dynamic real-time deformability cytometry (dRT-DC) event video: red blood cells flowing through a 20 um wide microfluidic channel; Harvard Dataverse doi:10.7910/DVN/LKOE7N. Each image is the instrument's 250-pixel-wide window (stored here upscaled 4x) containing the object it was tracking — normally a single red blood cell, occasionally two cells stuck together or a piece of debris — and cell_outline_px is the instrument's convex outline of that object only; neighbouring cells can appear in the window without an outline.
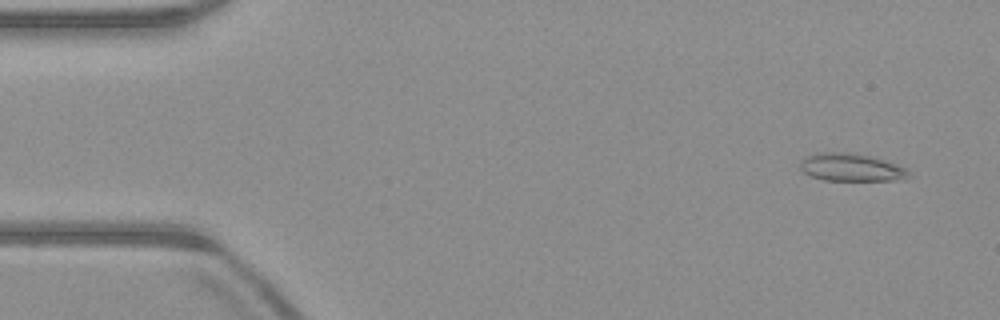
{"species": "common noctule bat (a hibernating species)", "species_latin": "Nyctalus noctula", "temperature_condition": "warm", "stored_images_in_passage": 52, "camera_frame_rate_fps": 3000, "um_per_image_px": 0.085, "animal": {"sex": "male", "body_mass_g": 23.1, "forearm_length_mm": 52.7}, "frame": {"image": 1, "passage_image": 4, "time_ms": 1.0, "image_size_px": [1000, 320], "cell_outline_px": [[912, 176], [892, 180], [824, 180], [812, 176], [804, 172], [800, 168], [800, 160], [804, 156], [816, 152], [848, 152], [868, 156], [884, 160], [896, 164], [904, 168]], "centroid_in_image_um": [72.28, 14.21], "position_along_channel_um": 12.7, "area_um2": 17.4}}
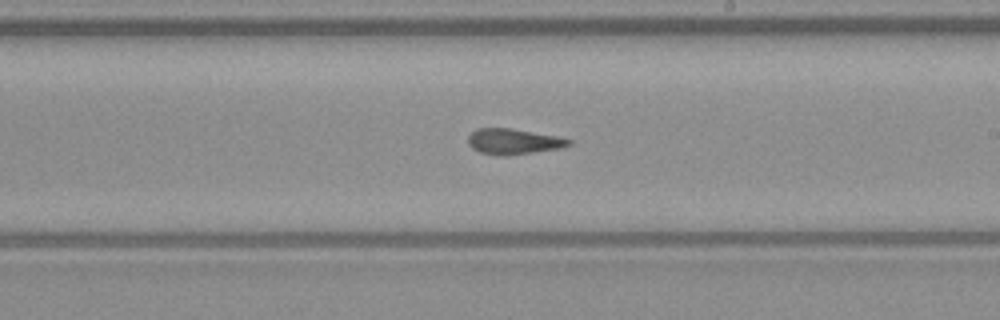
{"frame": {"image": 2, "passage_image": 30, "time_ms": 9.667, "image_size_px": [1000, 320], "cell_outline_px": [[572, 144], [564, 148], [504, 156], [500, 156], [480, 152], [472, 148], [468, 144], [468, 136], [476, 128], [512, 128], [556, 136], [572, 140]], "centroid_in_image_um": [43.65, 12.03], "position_along_channel_um": 245.3, "area_um2": 15.14}}
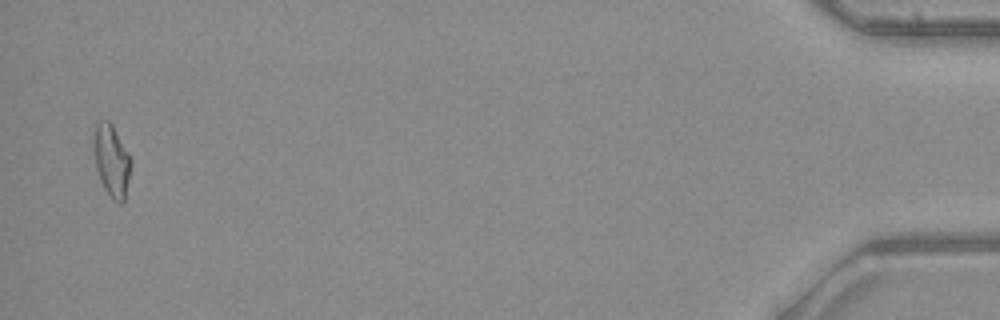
{"frame": {"image": 3, "passage_image": 51, "time_ms": 16.667, "image_size_px": [1000, 320], "cell_outline_px": [[132, 164], [124, 200], [120, 204], [112, 200], [104, 188], [96, 168], [92, 144], [92, 140], [96, 124], [100, 120], [108, 120], [112, 124], [128, 152], [132, 160]], "centroid_in_image_um": [9.48, 13.64], "position_along_channel_um": 425.7, "area_um2": 15.78}, "authors_computed_cell_mechanics": {"area_um2": 15.6349, "velocity_mm_per_s": 3.9803, "shape_relaxation_time_tau1_ms": null, "shape_relaxation_time_tau2_ms": 2.8545, "deformation_change_tau1": null, "deformation_change_tau2": 0.1099}}